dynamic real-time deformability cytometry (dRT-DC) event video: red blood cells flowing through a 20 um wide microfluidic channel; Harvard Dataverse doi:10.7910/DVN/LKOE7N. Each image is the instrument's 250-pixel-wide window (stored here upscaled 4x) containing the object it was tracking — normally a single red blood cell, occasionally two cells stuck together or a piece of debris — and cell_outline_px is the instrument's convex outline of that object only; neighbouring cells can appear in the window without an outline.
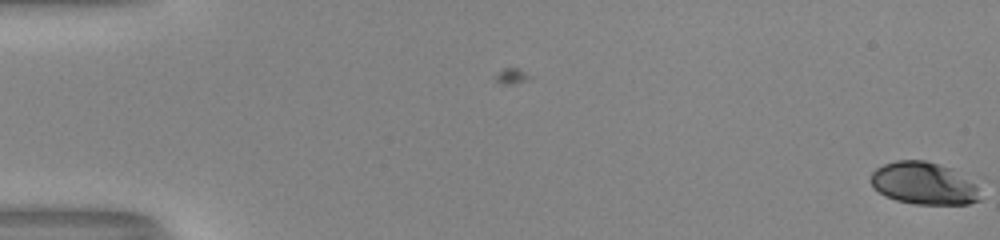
{"species": "human", "species_latin": "Homo sapiens", "temperature_condition": "room temperature", "stored_images_in_passage": 54, "camera_frame_rate_fps": 3000, "um_per_image_px": 0.085, "donor": {"sex": "male"}, "frame": {"image": 1, "passage_image": 1, "time_ms": 0.0, "image_size_px": [1000, 240], "cell_outline_px": [[980, 200], [968, 204], [916, 204], [896, 200], [884, 196], [872, 184], [872, 172], [876, 168], [884, 164], [896, 160], [924, 160], [952, 168], [972, 184], [976, 188]], "centroid_in_image_um": [78.47, 15.59], "position_along_channel_um": 6.5, "area_um2": 26.47}}
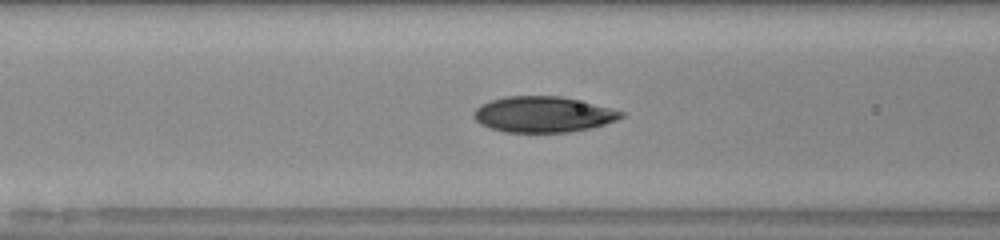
{"frame": {"image": 2, "passage_image": 24, "time_ms": 7.667, "image_size_px": [1000, 240], "cell_outline_px": [[624, 116], [616, 120], [592, 128], [568, 132], [504, 132], [480, 124], [472, 116], [472, 112], [480, 104], [492, 100], [508, 96], [560, 96], [612, 108], [624, 112]], "centroid_in_image_um": [46.15, 9.72], "position_along_channel_um": 120.5, "area_um2": 30.69}}
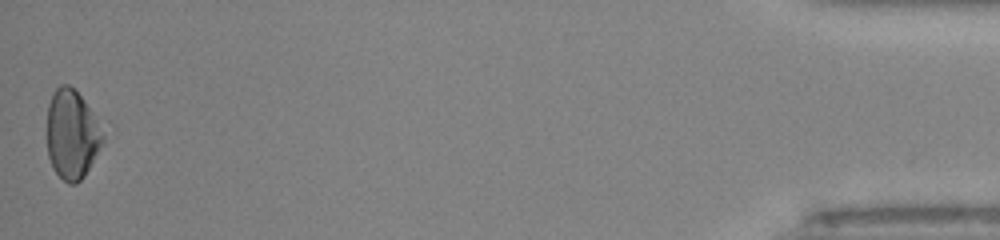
{"frame": {"image": 3, "passage_image": 54, "time_ms": 17.667, "image_size_px": [1000, 240], "cell_outline_px": [[112, 124], [104, 140], [84, 176], [76, 184], [68, 184], [52, 168], [48, 156], [48, 104], [56, 88], [60, 84], [68, 84], [108, 120]], "centroid_in_image_um": [6.26, 11.35], "position_along_channel_um": 428.9, "area_um2": 30.63}, "authors_computed_cell_mechanics": {"area_um2": 30.4606, "velocity_mm_per_s": 4.0201, "shape_relaxation_time_tau1_ms": 5.8886, "shape_relaxation_time_tau2_ms": 4.6453, "deformation_change_tau1": 0.1652, "deformation_change_tau2": 0.0633}}